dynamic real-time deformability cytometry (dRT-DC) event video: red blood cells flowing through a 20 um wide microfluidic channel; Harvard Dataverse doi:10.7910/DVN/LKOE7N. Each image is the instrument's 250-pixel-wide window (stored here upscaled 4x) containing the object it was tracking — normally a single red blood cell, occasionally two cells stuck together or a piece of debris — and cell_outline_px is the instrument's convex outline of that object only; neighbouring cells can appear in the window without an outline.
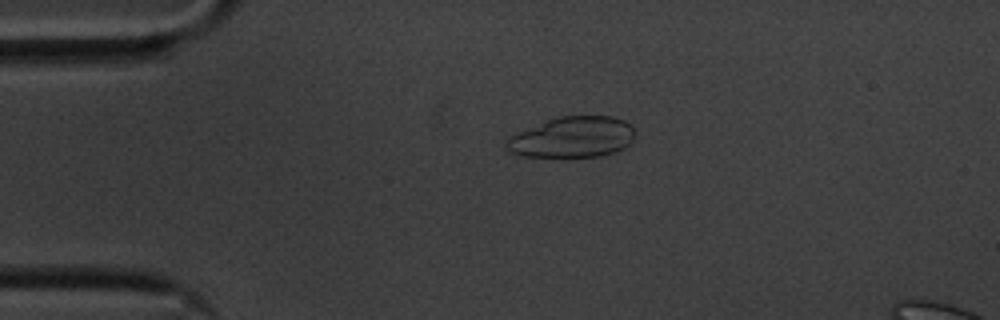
{"species": "common noctule bat (a hibernating species)", "species_latin": "Nyctalus noctula", "temperature_condition": "cold", "stored_images_in_passage": 50, "camera_frame_rate_fps": 3000, "um_per_image_px": 0.085, "animal": {"sex": "male", "body_mass_g": 20.1, "forearm_length_mm": 53.5}, "frame": {"image": 1, "passage_image": 6, "time_ms": 1.667, "image_size_px": [1000, 320], "cell_outline_px": [[636, 132], [632, 140], [624, 148], [600, 156], [524, 156], [512, 152], [508, 148], [508, 136], [548, 120], [560, 116], [612, 116], [624, 120]], "centroid_in_image_um": [48.7, 11.65], "position_along_channel_um": 36.3, "area_um2": 30.0}}
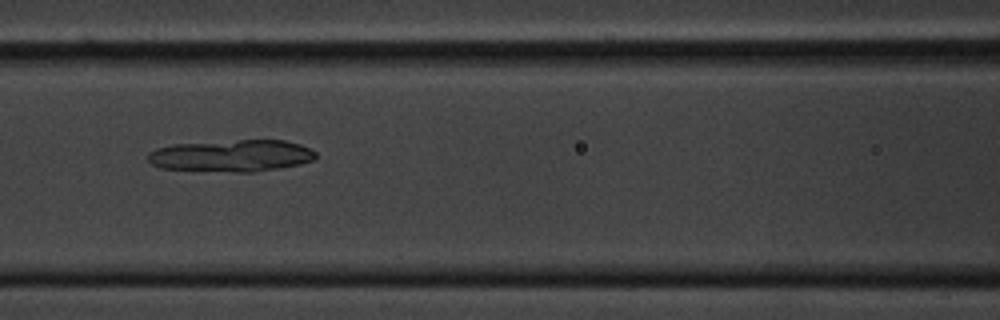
{"frame": {"image": 2, "passage_image": 18, "time_ms": 5.667, "image_size_px": [1000, 320], "cell_outline_px": [[316, 160], [300, 164], [256, 172], [236, 172], [160, 168], [152, 164], [148, 160], [148, 152], [156, 148], [172, 144], [240, 140], [284, 140], [300, 144], [316, 152]], "centroid_in_image_um": [19.69, 13.23], "position_along_channel_um": 146.9, "area_um2": 31.27}}
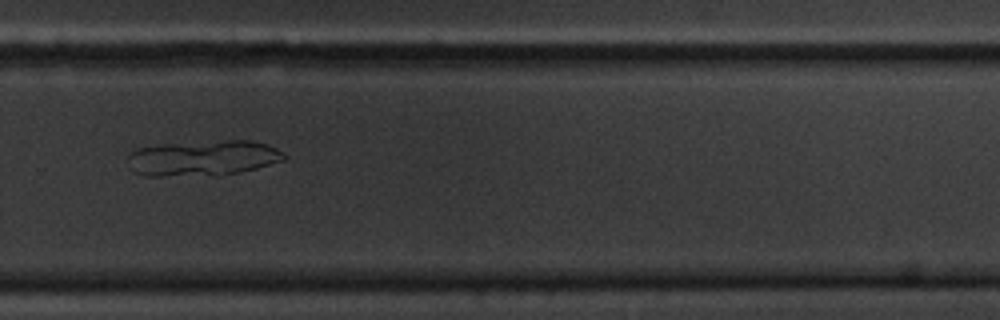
{"frame": {"image": 3, "passage_image": 32, "time_ms": 10.333, "image_size_px": [1000, 320], "cell_outline_px": [[288, 156], [284, 160], [256, 168], [240, 172], [216, 176], [144, 176], [132, 172], [128, 168], [128, 156], [136, 148], [164, 144], [228, 140], [252, 140], [268, 144], [284, 152]], "centroid_in_image_um": [17.25, 13.45], "position_along_channel_um": 312.6, "area_um2": 32.89}}